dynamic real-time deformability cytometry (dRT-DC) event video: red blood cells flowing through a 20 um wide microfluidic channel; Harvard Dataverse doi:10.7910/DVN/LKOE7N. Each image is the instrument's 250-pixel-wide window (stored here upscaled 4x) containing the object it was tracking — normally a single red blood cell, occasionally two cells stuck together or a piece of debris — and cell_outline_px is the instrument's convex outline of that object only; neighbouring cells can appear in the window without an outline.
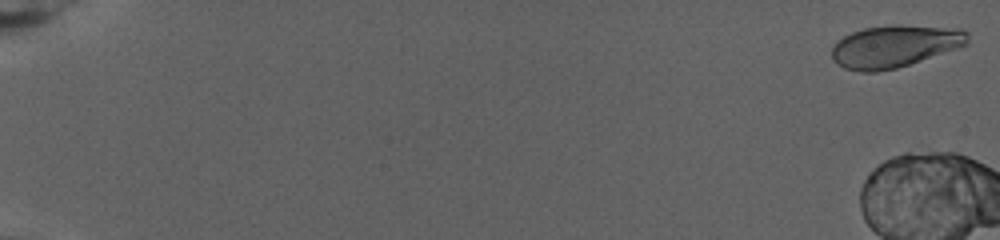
{"species": "human", "species_latin": "Homo sapiens", "temperature_condition": "warm", "stored_images_in_passage": 21, "camera_frame_rate_fps": 3000, "um_per_image_px": 0.085, "donor": {"sex": "female"}, "frame": {"image": 1, "passage_image": 2, "time_ms": 0.333, "image_size_px": [1000, 240], "cell_outline_px": [[968, 44], [896, 68], [876, 72], [860, 72], [844, 68], [832, 60], [832, 48], [844, 36], [852, 32], [864, 28], [900, 24], [960, 28], [968, 32]], "centroid_in_image_um": [76.05, 3.92], "position_along_channel_um": 9.0, "area_um2": 33.23}}